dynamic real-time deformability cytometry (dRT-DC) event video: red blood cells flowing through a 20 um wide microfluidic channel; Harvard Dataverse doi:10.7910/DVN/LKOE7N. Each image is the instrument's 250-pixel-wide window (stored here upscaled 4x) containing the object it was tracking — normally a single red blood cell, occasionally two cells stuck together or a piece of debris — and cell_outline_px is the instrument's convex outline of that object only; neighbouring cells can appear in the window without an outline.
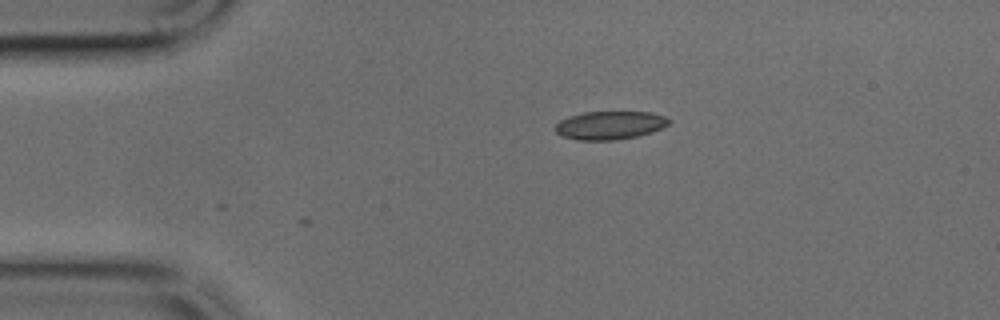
{"species": "common noctule bat (a hibernating species)", "species_latin": "Nyctalus noctula", "temperature_condition": "cold", "stored_images_in_passage": 2, "camera_frame_rate_fps": 3000, "um_per_image_px": 0.085, "animal": {"sex": "male", "body_mass_g": 17.9, "forearm_length_mm": 54.2}, "frame": {"image": 1, "passage_image": 2, "time_ms": 0.333, "image_size_px": [1000, 320], "cell_outline_px": [[672, 120], [668, 124], [652, 132], [636, 136], [616, 140], [576, 140], [560, 136], [556, 132], [556, 124], [560, 120], [568, 116], [584, 112], [648, 112], [664, 116]], "centroid_in_image_um": [51.8, 10.65], "position_along_channel_um": 33.2, "area_um2": 18.73}}